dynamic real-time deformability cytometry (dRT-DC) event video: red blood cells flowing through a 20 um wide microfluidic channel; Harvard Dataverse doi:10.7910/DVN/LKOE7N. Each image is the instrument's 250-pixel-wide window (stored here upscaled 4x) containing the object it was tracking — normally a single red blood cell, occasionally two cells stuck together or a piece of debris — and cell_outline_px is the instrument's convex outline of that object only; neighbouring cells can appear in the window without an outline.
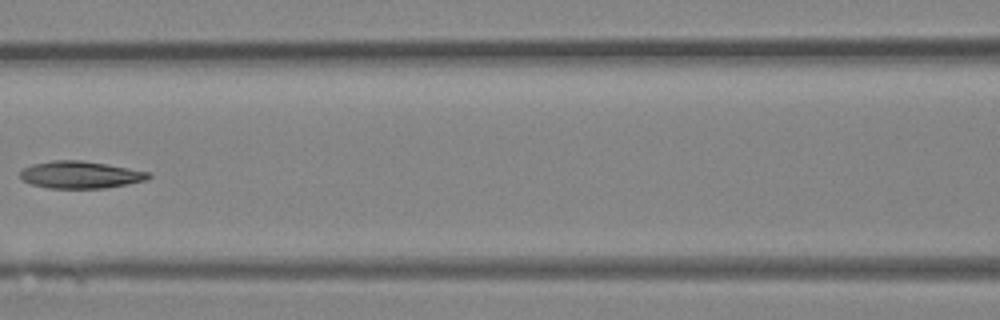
{"species": "Egyptian fruit bat (a non-hibernating species)", "species_latin": "Rousettus aegyptiacus", "temperature_condition": "room temperature", "stored_images_in_passage": 6, "camera_frame_rate_fps": 3000, "um_per_image_px": 0.085, "animal": {"sex": "female"}, "frame": {"image": 1, "passage_image": 6, "time_ms": 1.667, "image_size_px": [1000, 320], "cell_outline_px": [[152, 176], [148, 180], [128, 184], [104, 188], [48, 188], [32, 184], [24, 180], [20, 176], [20, 172], [24, 168], [32, 164], [52, 160], [80, 160], [152, 172]], "centroid_in_image_um": [6.87, 14.86], "position_along_channel_um": 159.7, "area_um2": 20.29}}